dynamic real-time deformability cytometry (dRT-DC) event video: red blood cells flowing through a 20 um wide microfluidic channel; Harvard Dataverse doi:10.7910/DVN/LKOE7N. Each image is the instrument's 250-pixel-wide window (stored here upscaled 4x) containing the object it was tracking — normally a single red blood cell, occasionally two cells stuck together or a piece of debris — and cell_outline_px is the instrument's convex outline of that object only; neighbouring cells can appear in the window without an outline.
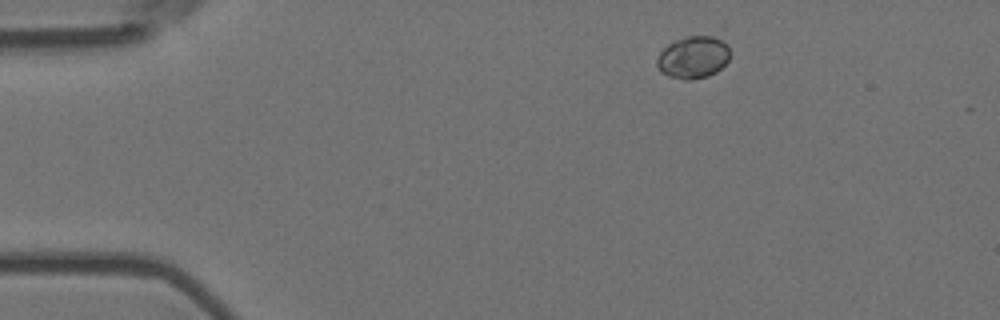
{"species": "Egyptian fruit bat (a non-hibernating species)", "species_latin": "Rousettus aegyptiacus", "temperature_condition": "room temperature", "stored_images_in_passage": 4, "camera_frame_rate_fps": 3000, "um_per_image_px": 0.085, "animal": {"sex": "female"}, "frame": {"image": 1, "passage_image": 1, "time_ms": 0.0, "image_size_px": [1000, 320], "cell_outline_px": [[732, 52], [728, 60], [716, 72], [708, 76], [692, 80], [684, 80], [668, 76], [660, 72], [656, 64], [656, 60], [660, 52], [668, 44], [676, 40], [724, 24]], "centroid_in_image_um": [59.13, 4.66], "position_along_channel_um": 25.9, "area_um2": 20.4}}
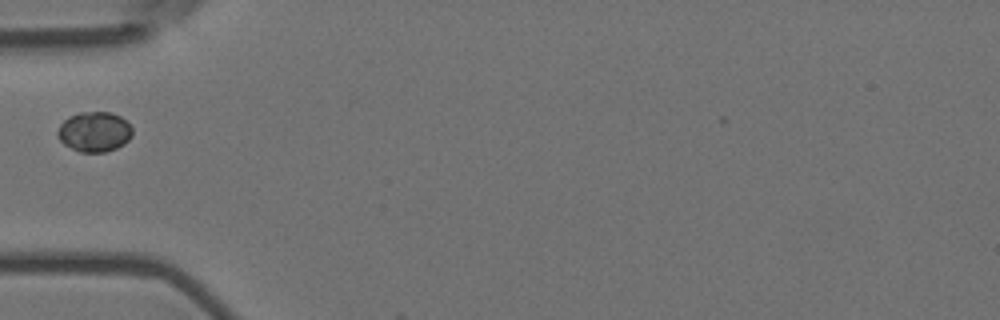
{"frame": {"image": 2, "passage_image": 4, "time_ms": 1.0, "image_size_px": [1000, 320], "cell_outline_px": [[132, 136], [124, 144], [116, 148], [104, 152], [80, 152], [64, 144], [56, 136], [56, 132], [60, 124], [68, 116], [80, 112], [108, 112], [120, 116], [132, 128]], "centroid_in_image_um": [8.0, 11.2], "position_along_channel_um": 77.0, "area_um2": 17.46}}